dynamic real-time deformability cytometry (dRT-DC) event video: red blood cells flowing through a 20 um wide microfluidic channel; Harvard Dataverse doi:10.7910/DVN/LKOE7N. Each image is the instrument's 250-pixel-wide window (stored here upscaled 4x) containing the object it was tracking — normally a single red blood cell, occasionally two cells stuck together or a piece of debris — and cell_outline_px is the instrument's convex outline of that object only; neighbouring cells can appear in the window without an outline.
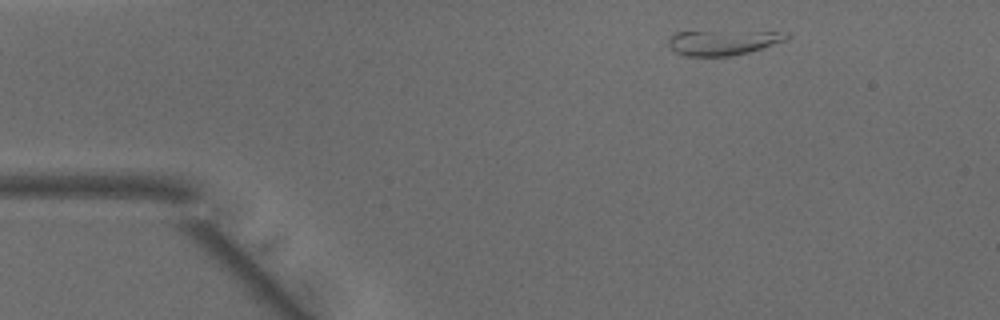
{"species": "common noctule bat (a hibernating species)", "species_latin": "Nyctalus noctula", "temperature_condition": "warm", "stored_images_in_passage": 5, "camera_frame_rate_fps": 3000, "um_per_image_px": 0.085, "animal": {"sex": "male", "body_mass_g": 15.6}, "frame": {"image": 1, "passage_image": 5, "time_ms": 1.333, "image_size_px": [1000, 320], "cell_outline_px": [[792, 36], [784, 40], [748, 52], [732, 56], [684, 56], [676, 52], [668, 44], [668, 40], [676, 32], [792, 32]], "centroid_in_image_um": [61.45, 3.61], "position_along_channel_um": 23.6, "area_um2": 16.82}}